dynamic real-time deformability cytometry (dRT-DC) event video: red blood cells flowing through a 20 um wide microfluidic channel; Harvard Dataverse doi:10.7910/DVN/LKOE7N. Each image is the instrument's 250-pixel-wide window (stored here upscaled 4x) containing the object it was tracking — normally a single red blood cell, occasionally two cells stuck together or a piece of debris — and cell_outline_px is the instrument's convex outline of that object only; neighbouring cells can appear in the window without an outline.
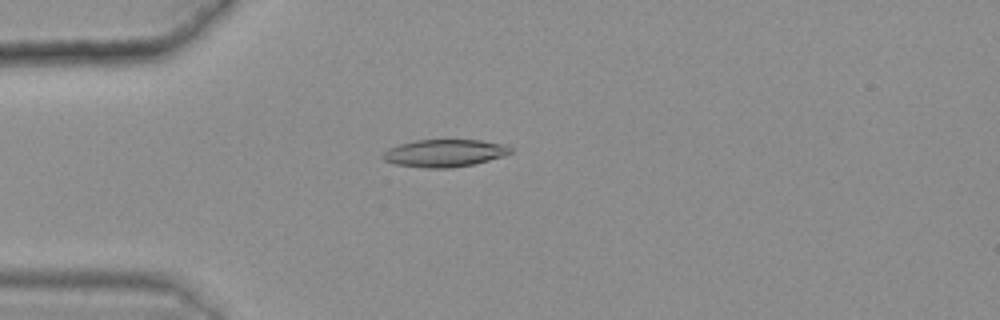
{"species": "common noctule bat (a hibernating species)", "species_latin": "Nyctalus noctula", "temperature_condition": "warm", "stored_images_in_passage": 40, "camera_frame_rate_fps": 3000, "um_per_image_px": 0.085, "animal": {"sex": "female", "body_mass_g": 25.1}, "frame": {"image": 1, "passage_image": 6, "time_ms": 1.667, "image_size_px": [1000, 320], "cell_outline_px": [[512, 152], [504, 156], [472, 164], [452, 168], [424, 168], [396, 164], [384, 160], [380, 156], [388, 148], [400, 144], [416, 140], [480, 140], [504, 144], [512, 148]], "centroid_in_image_um": [37.77, 13.01], "position_along_channel_um": 47.2, "area_um2": 20.4}}
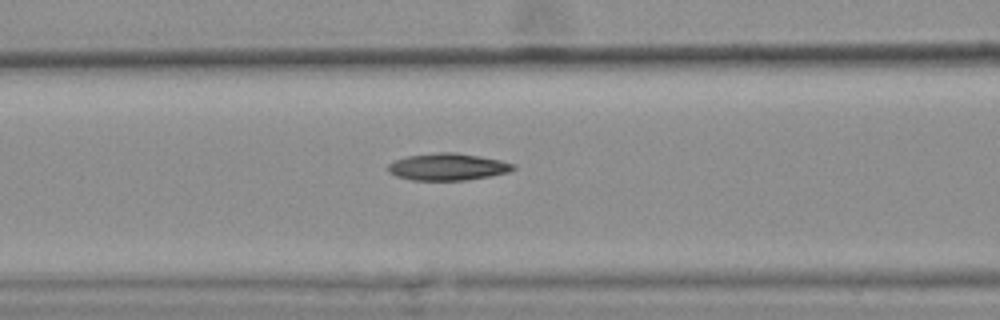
{"frame": {"image": 2, "passage_image": 14, "time_ms": 4.333, "image_size_px": [1000, 320], "cell_outline_px": [[516, 168], [508, 172], [492, 176], [464, 180], [412, 180], [396, 176], [388, 172], [384, 168], [388, 164], [396, 160], [408, 156], [436, 152], [456, 152], [480, 156], [500, 160], [516, 164]], "centroid_in_image_um": [38.05, 14.18], "position_along_channel_um": 128.6, "area_um2": 19.88}}
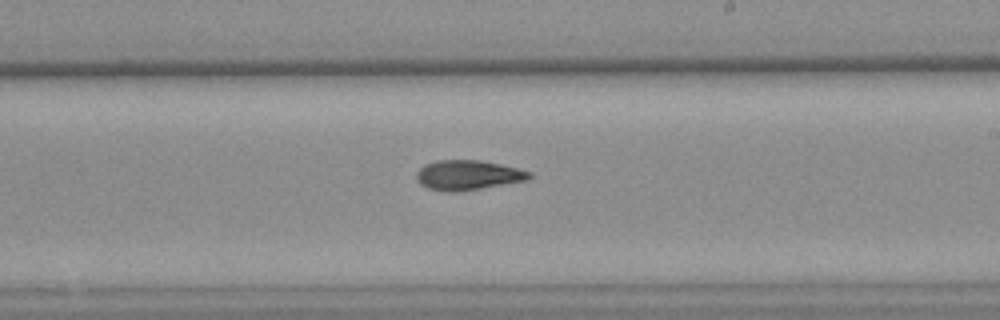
{"frame": {"image": 3, "passage_image": 24, "time_ms": 7.667, "image_size_px": [1000, 320], "cell_outline_px": [[532, 176], [528, 180], [456, 192], [448, 192], [428, 188], [420, 184], [416, 180], [416, 172], [424, 164], [436, 160], [480, 160], [500, 164], [532, 172]], "centroid_in_image_um": [39.74, 14.88], "position_along_channel_um": 249.3, "area_um2": 19.59}, "authors_computed_cell_mechanics": {"area_um2": 19.4208, "velocity_mm_per_s": 3.6263, "shape_relaxation_time_tau1_ms": null, "shape_relaxation_time_tau2_ms": 8.3856, "deformation_change_tau1": null, "deformation_change_tau2": 0.1861}}